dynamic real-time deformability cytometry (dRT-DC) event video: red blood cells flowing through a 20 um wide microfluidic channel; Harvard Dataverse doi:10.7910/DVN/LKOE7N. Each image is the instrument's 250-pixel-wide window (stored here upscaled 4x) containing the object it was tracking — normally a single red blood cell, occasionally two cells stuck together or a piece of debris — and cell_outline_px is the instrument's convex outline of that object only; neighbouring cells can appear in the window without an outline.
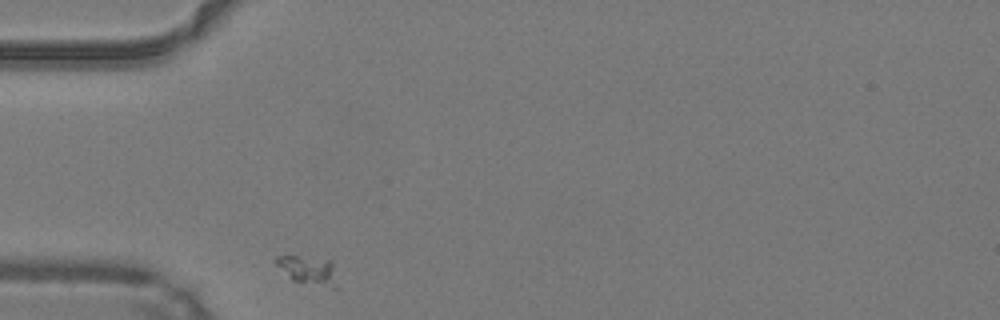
{"species": "common noctule bat (a hibernating species)", "species_latin": "Nyctalus noctula", "temperature_condition": "warm", "stored_images_in_passage": 29, "camera_frame_rate_fps": 3000, "um_per_image_px": 0.085, "animal": {"sex": "male", "body_mass_g": 19.2, "forearm_length_mm": 51.8}, "frame": {"image": 1, "passage_image": 1, "time_ms": 0.0, "image_size_px": [1000, 320], "cell_outline_px": [[336, 288], [332, 288], [292, 280], [272, 260], [276, 256], [300, 256], [332, 260]], "centroid_in_image_um": [26.17, 22.94], "position_along_channel_um": 58.8, "area_um2": 10.0}}
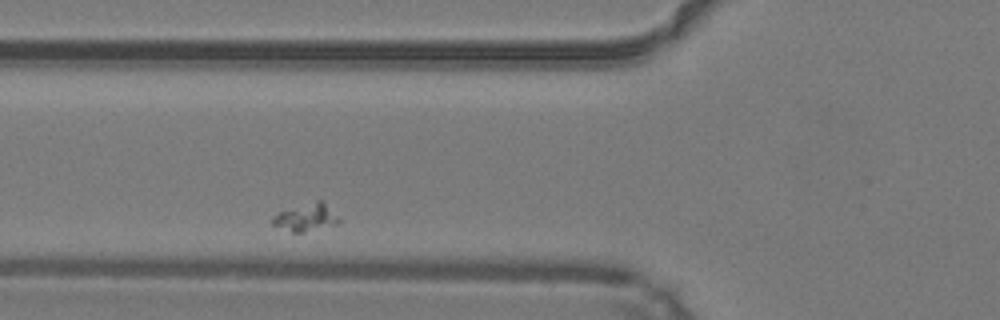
{"frame": {"image": 2, "passage_image": 5, "time_ms": 1.333, "image_size_px": [1000, 320], "cell_outline_px": [[340, 220], [336, 224], [304, 232], [292, 232], [272, 224], [272, 220], [280, 212], [316, 200], [324, 200]], "centroid_in_image_um": [26.05, 18.47], "position_along_channel_um": 99.7, "area_um2": 10.29}}
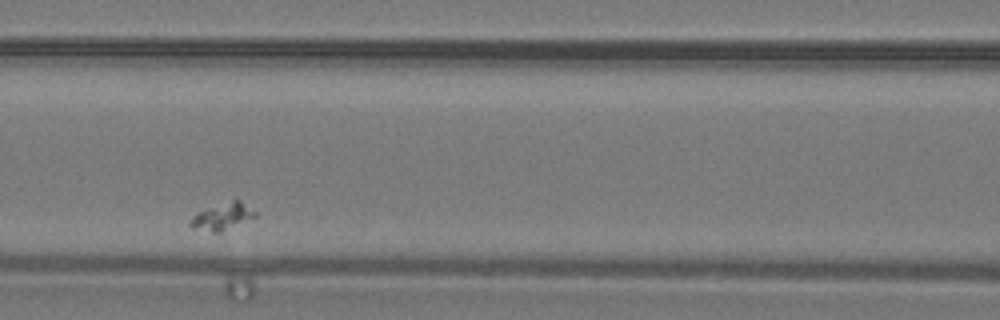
{"frame": {"image": 3, "passage_image": 9, "time_ms": 2.667, "image_size_px": [1000, 320], "cell_outline_px": [[256, 216], [220, 232], [212, 232], [192, 228], [188, 224], [192, 216], [200, 212], [236, 196], [256, 212]], "centroid_in_image_um": [18.91, 18.36], "position_along_channel_um": 147.7, "area_um2": 10.17}}